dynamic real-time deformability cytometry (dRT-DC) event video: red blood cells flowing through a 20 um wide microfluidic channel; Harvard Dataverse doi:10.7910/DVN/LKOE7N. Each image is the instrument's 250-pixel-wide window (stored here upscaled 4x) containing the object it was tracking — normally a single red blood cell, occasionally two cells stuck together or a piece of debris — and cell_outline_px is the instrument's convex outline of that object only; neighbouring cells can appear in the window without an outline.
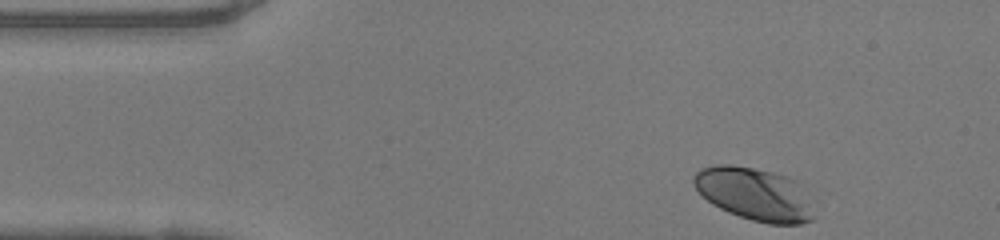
{"species": "human", "species_latin": "Homo sapiens", "temperature_condition": "warm", "stored_images_in_passage": 34, "camera_frame_rate_fps": 3000, "um_per_image_px": 0.085, "donor": {"sex": "female"}, "frame": {"image": 1, "passage_image": 1, "time_ms": 0.0, "image_size_px": [1000, 240], "cell_outline_px": [[816, 216], [812, 220], [800, 224], [768, 224], [752, 220], [728, 212], [712, 204], [692, 184], [692, 176], [700, 168], [716, 164], [732, 164], [772, 172], [796, 180]], "centroid_in_image_um": [64.09, 16.49], "position_along_channel_um": 20.9, "area_um2": 36.76}}
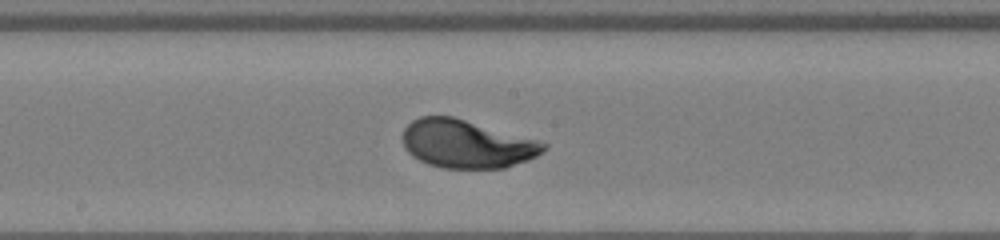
{"frame": {"image": 2, "passage_image": 20, "time_ms": 6.333, "image_size_px": [1000, 240], "cell_outline_px": [[548, 148], [536, 156], [528, 160], [504, 168], [440, 168], [428, 164], [412, 156], [404, 148], [404, 128], [412, 120], [420, 116], [452, 116], [536, 140], [548, 144]], "centroid_in_image_um": [39.65, 12.24], "position_along_channel_um": 208.6, "area_um2": 39.3}}
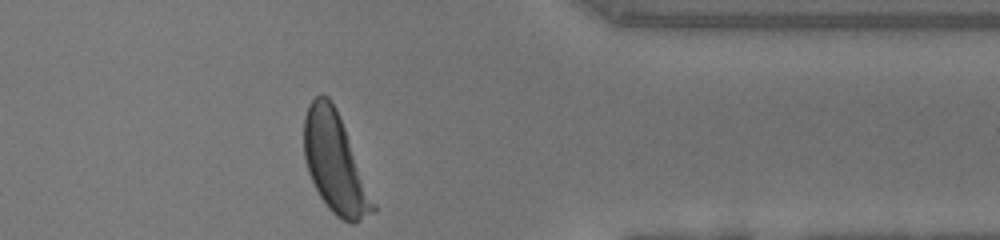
{"frame": {"image": 3, "passage_image": 34, "time_ms": 11.0, "image_size_px": [1000, 240], "cell_outline_px": [[376, 212], [352, 224], [348, 224], [340, 220], [328, 208], [320, 196], [308, 172], [304, 156], [304, 116], [308, 104], [316, 96], [328, 96], [336, 108], [376, 204]], "centroid_in_image_um": [28.48, 13.9], "position_along_channel_um": 382.9, "area_um2": 39.77}, "authors_computed_cell_mechanics": {"area_um2": 38.8127, "velocity_mm_per_s": 4.118, "shape_relaxation_time_tau1_ms": 2.2805, "shape_relaxation_time_tau2_ms": null, "deformation_change_tau1": 0.1548, "deformation_change_tau2": null}}